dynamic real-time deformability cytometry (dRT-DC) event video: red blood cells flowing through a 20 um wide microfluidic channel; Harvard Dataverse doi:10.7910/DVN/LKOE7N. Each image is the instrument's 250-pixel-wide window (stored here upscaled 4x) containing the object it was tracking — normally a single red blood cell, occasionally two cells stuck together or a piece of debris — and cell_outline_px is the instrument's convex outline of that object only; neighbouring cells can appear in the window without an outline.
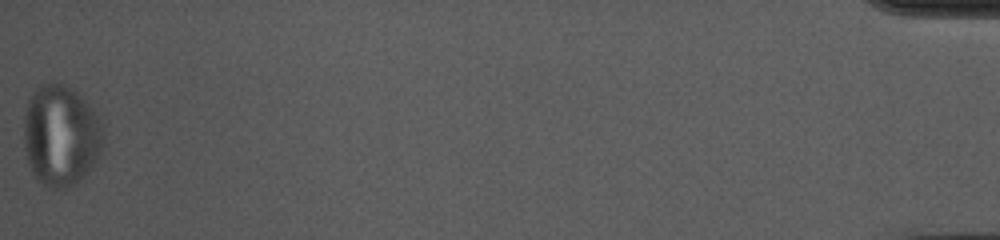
{"species": "common noctule bat (a hibernating species)", "species_latin": "Nyctalus noctula", "temperature_condition": "cold", "stored_images_in_passage": 52, "camera_frame_rate_fps": 3000, "um_per_image_px": 0.085, "animal": {"sex": "female", "body_mass_g": 10.0, "forearm_length_mm": 53.1}, "frame": {"image": 1, "passage_image": 52, "time_ms": 17.0, "image_size_px": [1000, 240], "cell_outline_px": [[104, 136], [100, 152], [92, 168], [76, 184], [60, 188], [48, 188], [36, 180], [32, 172], [24, 148], [24, 116], [28, 100], [32, 92], [40, 84], [56, 80], [64, 84], [76, 92], [84, 100], [100, 120]], "centroid_in_image_um": [5.15, 11.51], "position_along_channel_um": 430.1, "area_um2": 47.05}}